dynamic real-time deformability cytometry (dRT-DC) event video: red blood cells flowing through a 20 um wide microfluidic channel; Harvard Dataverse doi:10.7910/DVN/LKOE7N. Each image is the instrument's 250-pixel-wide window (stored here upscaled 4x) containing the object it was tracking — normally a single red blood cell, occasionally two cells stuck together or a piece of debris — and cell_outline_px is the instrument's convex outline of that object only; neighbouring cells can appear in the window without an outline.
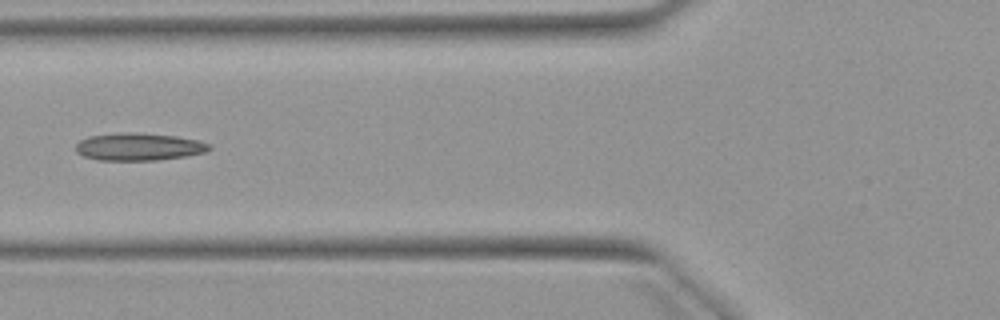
{"species": "Egyptian fruit bat (a non-hibernating species)", "species_latin": "Rousettus aegyptiacus", "temperature_condition": "warm", "stored_images_in_passage": 4, "camera_frame_rate_fps": 3000, "um_per_image_px": 0.085, "animal": {"sex": "female"}, "frame": {"image": 1, "passage_image": 4, "time_ms": 4.333, "image_size_px": [1000, 320], "cell_outline_px": [[212, 148], [204, 152], [184, 156], [156, 160], [96, 160], [84, 156], [76, 152], [76, 144], [80, 140], [88, 136], [128, 132], [136, 132], [176, 136], [200, 140], [208, 144]], "centroid_in_image_um": [11.78, 12.47], "position_along_channel_um": 114.0, "area_um2": 21.33}}